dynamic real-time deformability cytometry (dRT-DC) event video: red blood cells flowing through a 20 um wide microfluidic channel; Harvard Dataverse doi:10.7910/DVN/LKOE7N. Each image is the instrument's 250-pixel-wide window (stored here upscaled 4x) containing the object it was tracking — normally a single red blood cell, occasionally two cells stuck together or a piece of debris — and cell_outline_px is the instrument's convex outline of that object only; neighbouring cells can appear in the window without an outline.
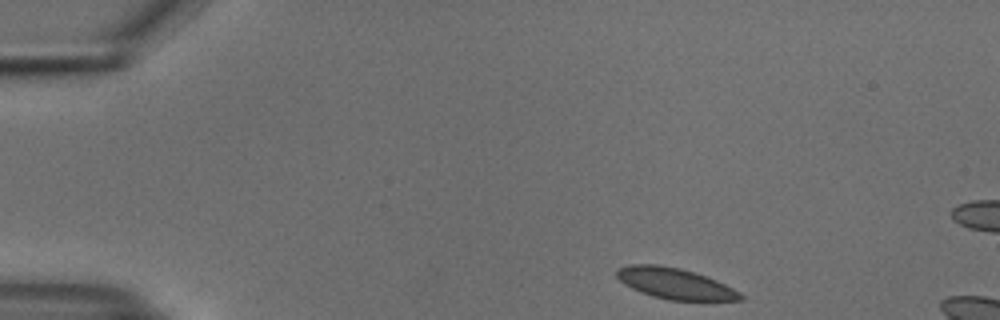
{"species": "common noctule bat (a hibernating species)", "species_latin": "Nyctalus noctula", "temperature_condition": "cold", "stored_images_in_passage": 9, "camera_frame_rate_fps": 3000, "um_per_image_px": 0.085, "animal": {"sex": "male", "body_mass_g": 18.8}, "frame": {"image": 1, "passage_image": 1, "time_ms": 0.0, "image_size_px": [1000, 320], "cell_outline_px": [[744, 300], [668, 300], [652, 296], [640, 292], [624, 284], [616, 276], [616, 268], [628, 264], [656, 264], [680, 268], [716, 280], [740, 292], [744, 296]], "centroid_in_image_um": [57.33, 24.09], "position_along_channel_um": 27.7, "area_um2": 22.2}}